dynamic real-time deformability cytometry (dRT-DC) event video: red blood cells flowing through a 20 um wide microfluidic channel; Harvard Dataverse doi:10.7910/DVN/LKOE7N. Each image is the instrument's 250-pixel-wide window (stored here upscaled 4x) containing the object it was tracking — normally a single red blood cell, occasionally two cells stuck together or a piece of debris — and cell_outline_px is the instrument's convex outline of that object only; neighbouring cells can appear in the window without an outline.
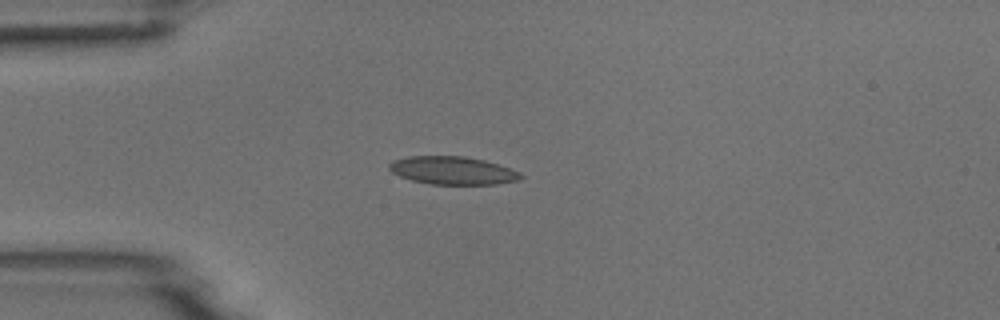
{"species": "common noctule bat (a hibernating species)", "species_latin": "Nyctalus noctula", "temperature_condition": "room temperature", "stored_images_in_passage": 5, "camera_frame_rate_fps": 3000, "um_per_image_px": 0.085, "animal": {"sex": "male", "body_mass_g": 18.8}, "frame": {"image": 1, "passage_image": 1, "time_ms": 0.0, "image_size_px": [1000, 320], "cell_outline_px": [[524, 176], [516, 180], [496, 184], [432, 184], [412, 180], [400, 176], [392, 172], [388, 168], [388, 164], [392, 160], [408, 156], [464, 156], [484, 160], [520, 172]], "centroid_in_image_um": [38.43, 14.48], "position_along_channel_um": 46.6, "area_um2": 21.27}}